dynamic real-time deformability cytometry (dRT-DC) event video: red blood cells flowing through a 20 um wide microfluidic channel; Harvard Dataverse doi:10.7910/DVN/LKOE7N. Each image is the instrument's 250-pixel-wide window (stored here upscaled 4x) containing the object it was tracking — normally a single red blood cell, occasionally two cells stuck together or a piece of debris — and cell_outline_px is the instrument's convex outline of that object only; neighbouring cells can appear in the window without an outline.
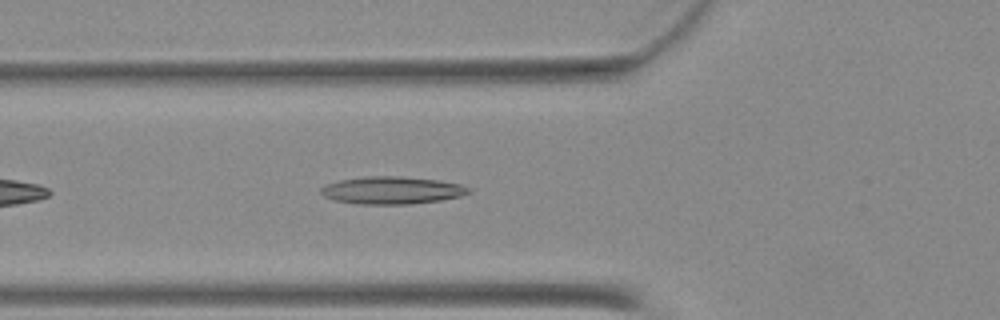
{"species": "Egyptian fruit bat (a non-hibernating species)", "species_latin": "Rousettus aegyptiacus", "temperature_condition": "warm", "stored_images_in_passage": 36, "camera_frame_rate_fps": 3000, "um_per_image_px": 0.085, "animal": {"sex": "female"}, "frame": {"image": 1, "passage_image": 6, "time_ms": 1.667, "image_size_px": [1000, 320], "cell_outline_px": [[472, 192], [460, 196], [440, 200], [408, 204], [360, 204], [336, 200], [324, 196], [320, 192], [320, 188], [324, 184], [340, 180], [368, 176], [400, 176], [436, 180], [460, 184], [472, 188]], "centroid_in_image_um": [33.31, 16.17], "position_along_channel_um": 92.5, "area_um2": 23.58}}
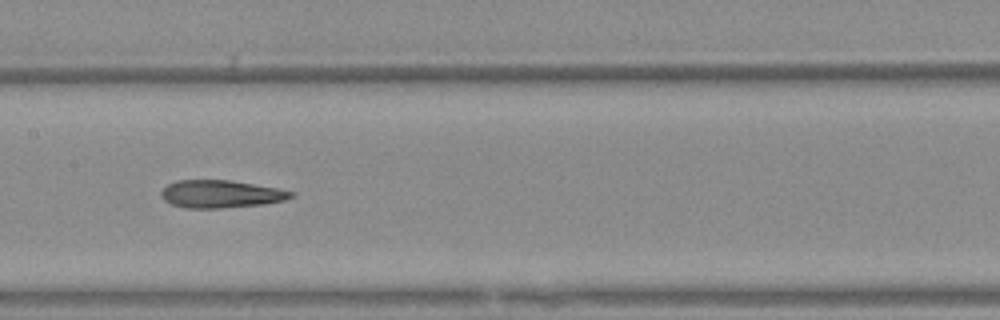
{"frame": {"image": 2, "passage_image": 13, "time_ms": 4.0, "image_size_px": [1000, 320], "cell_outline_px": [[296, 196], [284, 200], [264, 204], [220, 208], [184, 208], [172, 204], [164, 200], [160, 196], [160, 192], [168, 184], [176, 180], [228, 180], [280, 188], [296, 192]], "centroid_in_image_um": [18.8, 16.49], "position_along_channel_um": 188.6, "area_um2": 21.1}}
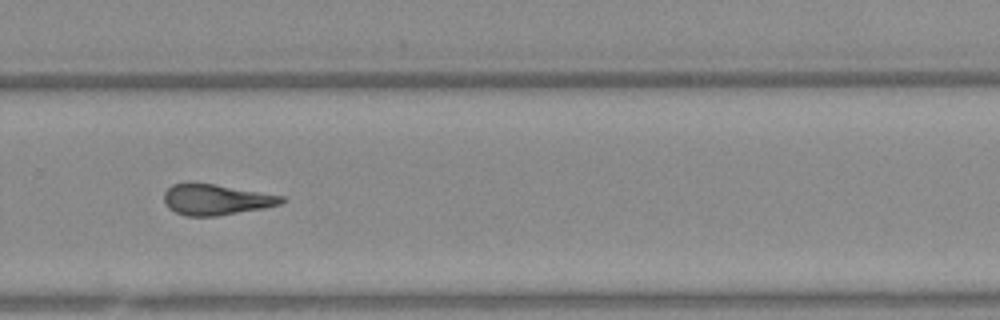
{"frame": {"image": 3, "passage_image": 22, "time_ms": 7.0, "image_size_px": [1000, 320], "cell_outline_px": [[284, 200], [280, 204], [264, 208], [216, 216], [184, 216], [168, 208], [164, 204], [164, 192], [172, 184], [216, 184], [284, 196]], "centroid_in_image_um": [18.35, 16.98], "position_along_channel_um": 311.5, "area_um2": 20.87}}